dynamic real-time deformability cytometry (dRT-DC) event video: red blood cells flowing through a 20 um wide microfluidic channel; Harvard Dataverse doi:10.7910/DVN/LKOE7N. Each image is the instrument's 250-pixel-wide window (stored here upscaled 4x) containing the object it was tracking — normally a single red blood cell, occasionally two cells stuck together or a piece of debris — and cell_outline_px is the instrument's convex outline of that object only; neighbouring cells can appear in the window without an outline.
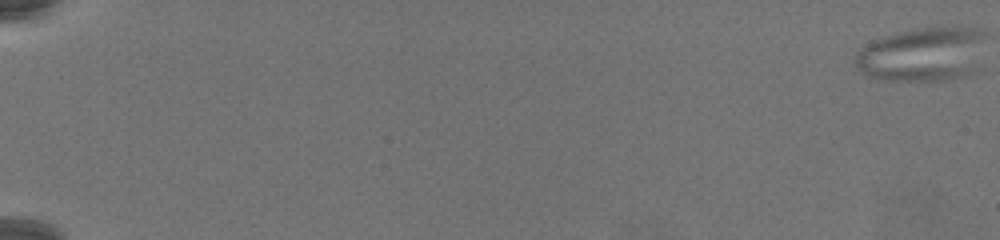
{"species": "common noctule bat (a hibernating species)", "species_latin": "Nyctalus noctula", "temperature_condition": "warm", "stored_images_in_passage": 76, "segment_of_instrument_passage": [1, 2], "camera_frame_rate_fps": 3000, "um_per_image_px": 0.085, "animal": {"sex": "female", "body_mass_g": 19.5, "forearm_length_mm": 54.1}, "frame": {"image": 1, "passage_image": 1, "time_ms": 0.0, "image_size_px": [1000, 240], "cell_outline_px": [[984, 36], [968, 72], [960, 76], [948, 80], [888, 80], [864, 76], [856, 64], [856, 56], [872, 40], [900, 32], [916, 28], [940, 24], [968, 28], [984, 32]], "centroid_in_image_um": [78.31, 4.58], "position_along_channel_um": 6.7, "area_um2": 40.0}}
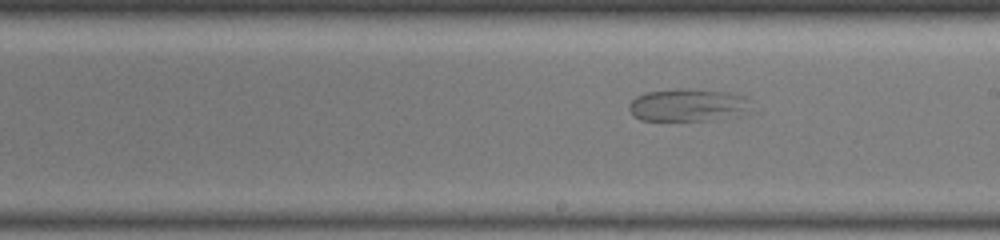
{"frame": {"image": 2, "passage_image": 51, "time_ms": 16.667, "image_size_px": [1000, 240], "cell_outline_px": [[756, 112], [736, 116], [708, 120], [640, 120], [632, 116], [628, 108], [628, 104], [636, 96], [648, 92], [676, 88], [696, 88], [728, 92], [744, 96], [752, 100]], "centroid_in_image_um": [58.59, 8.92], "position_along_channel_um": 230.4, "area_um2": 24.1}}
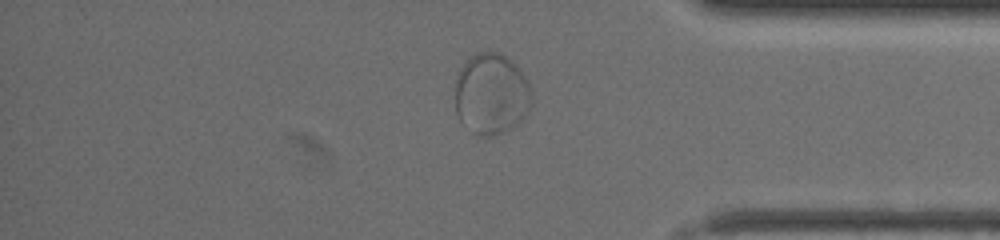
{"frame": {"image": 3, "passage_image": 70, "time_ms": 23.0, "image_size_px": [1000, 240], "cell_outline_px": [[532, 104], [524, 116], [516, 124], [492, 136], [480, 136], [472, 132], [460, 120], [456, 112], [456, 72], [476, 52], [496, 52], [512, 60], [528, 80], [532, 92]], "centroid_in_image_um": [41.77, 7.97], "position_along_channel_um": 393.4, "area_um2": 36.13}}